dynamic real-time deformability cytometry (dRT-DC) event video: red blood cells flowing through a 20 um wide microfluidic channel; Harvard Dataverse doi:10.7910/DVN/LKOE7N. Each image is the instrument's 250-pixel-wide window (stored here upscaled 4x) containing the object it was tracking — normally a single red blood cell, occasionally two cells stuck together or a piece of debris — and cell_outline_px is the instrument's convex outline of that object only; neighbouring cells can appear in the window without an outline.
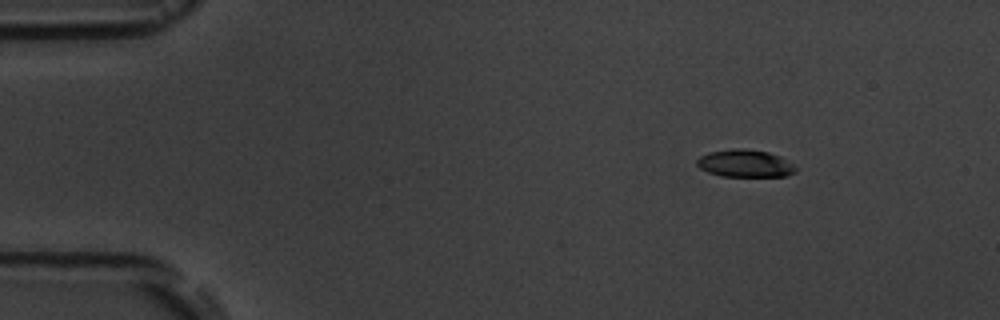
{"species": "common noctule bat (a hibernating species)", "species_latin": "Nyctalus noctula", "temperature_condition": "room temperature", "stored_images_in_passage": 3, "camera_frame_rate_fps": 3000, "um_per_image_px": 0.085, "animal": {"sex": "male", "body_mass_g": 19.5, "forearm_length_mm": 54.6}, "frame": {"image": 1, "passage_image": 1, "time_ms": 0.0, "image_size_px": [1000, 320], "cell_outline_px": [[796, 172], [788, 176], [720, 176], [708, 172], [700, 168], [696, 164], [696, 160], [700, 156], [708, 152], [732, 148], [740, 148], [768, 152], [780, 156], [792, 164], [796, 168]], "centroid_in_image_um": [63.31, 13.89], "position_along_channel_um": 21.7, "area_um2": 15.84}}
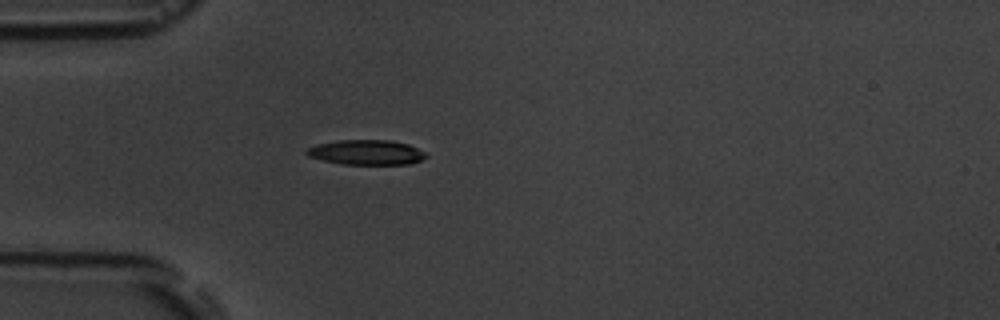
{"frame": {"image": 2, "passage_image": 3, "time_ms": 3.0, "image_size_px": [1000, 320], "cell_outline_px": [[428, 156], [420, 160], [408, 164], [340, 164], [308, 156], [304, 152], [308, 148], [316, 144], [340, 140], [388, 140], [408, 144], [424, 152]], "centroid_in_image_um": [31.12, 12.95], "position_along_channel_um": 53.9, "area_um2": 17.17}}